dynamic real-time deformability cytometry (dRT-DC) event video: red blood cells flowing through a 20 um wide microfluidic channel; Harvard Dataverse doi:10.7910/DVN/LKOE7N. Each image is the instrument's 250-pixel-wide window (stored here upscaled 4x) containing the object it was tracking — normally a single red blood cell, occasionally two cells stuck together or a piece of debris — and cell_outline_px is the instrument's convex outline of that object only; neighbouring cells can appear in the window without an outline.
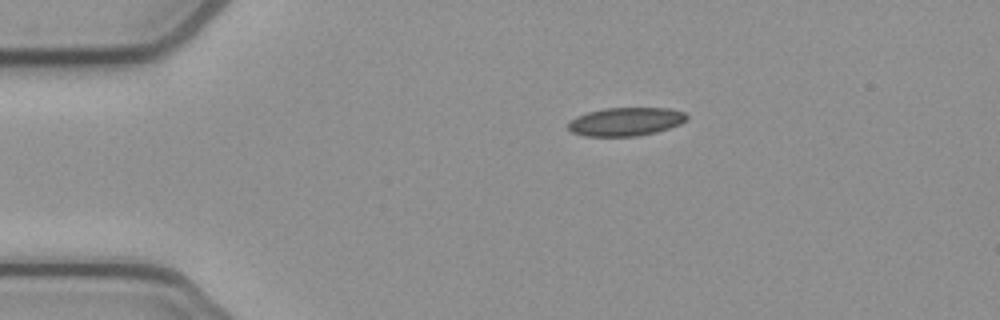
{"species": "common noctule bat (a hibernating species)", "species_latin": "Nyctalus noctula", "temperature_condition": "cold", "stored_images_in_passage": 43, "camera_frame_rate_fps": 3000, "um_per_image_px": 0.085, "animal": {"sex": "female", "body_mass_g": 21.9}, "frame": {"image": 1, "passage_image": 1, "time_ms": 0.0, "image_size_px": [1000, 320], "cell_outline_px": [[688, 120], [680, 124], [656, 132], [636, 136], [584, 136], [572, 132], [568, 128], [568, 120], [576, 116], [588, 112], [604, 108], [668, 108], [684, 112], [688, 116]], "centroid_in_image_um": [53.17, 10.33], "position_along_channel_um": 31.8, "area_um2": 19.71}}
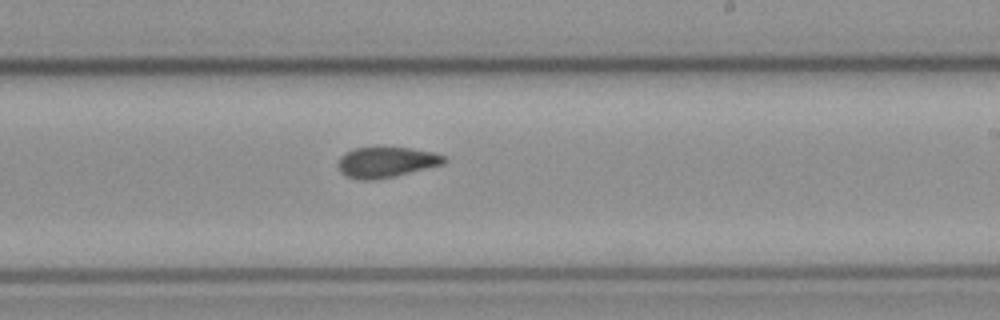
{"frame": {"image": 2, "passage_image": 22, "time_ms": 7.0, "image_size_px": [1000, 320], "cell_outline_px": [[448, 160], [444, 164], [396, 176], [376, 180], [360, 180], [344, 176], [340, 172], [336, 164], [340, 156], [344, 152], [356, 148], [408, 148], [432, 152], [448, 156]], "centroid_in_image_um": [32.82, 13.8], "position_along_channel_um": 256.2, "area_um2": 19.13}}
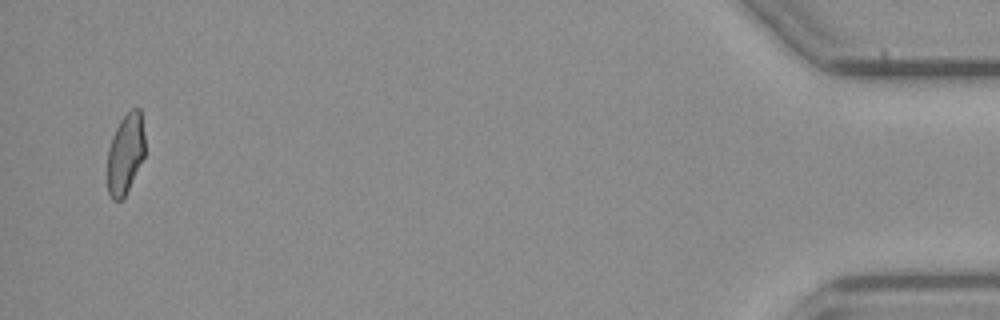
{"frame": {"image": 3, "passage_image": 42, "time_ms": 13.667, "image_size_px": [1000, 320], "cell_outline_px": [[144, 156], [124, 196], [120, 200], [112, 200], [108, 192], [108, 148], [112, 136], [120, 120], [132, 108], [140, 108], [144, 132]], "centroid_in_image_um": [10.65, 13.03], "position_along_channel_um": 424.5, "area_um2": 17.28}, "authors_computed_cell_mechanics": {"area_um2": 19.3052, "velocity_mm_per_s": 3.8738, "shape_relaxation_time_tau1_ms": null, "shape_relaxation_time_tau2_ms": 2.352, "deformation_change_tau1": null, "deformation_change_tau2": 0.0789}}